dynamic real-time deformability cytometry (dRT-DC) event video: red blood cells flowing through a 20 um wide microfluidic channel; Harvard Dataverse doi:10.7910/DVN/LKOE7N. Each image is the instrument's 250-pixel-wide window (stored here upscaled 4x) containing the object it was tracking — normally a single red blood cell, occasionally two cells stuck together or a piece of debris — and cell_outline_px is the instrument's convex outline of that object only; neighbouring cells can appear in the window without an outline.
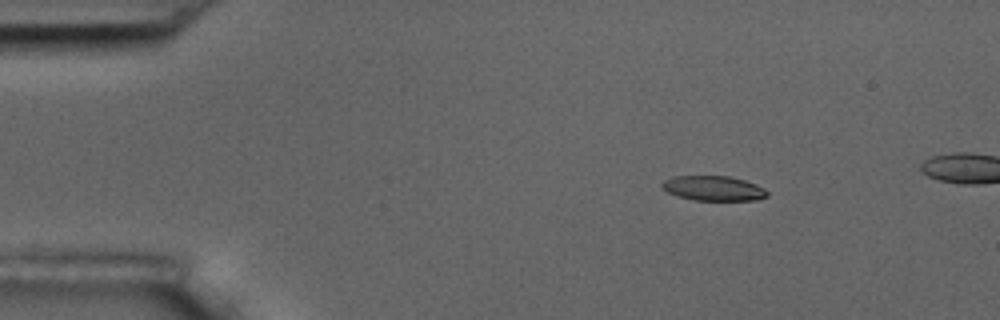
{"species": "common noctule bat (a hibernating species)", "species_latin": "Nyctalus noctula", "temperature_condition": "room temperature", "stored_images_in_passage": 5, "camera_frame_rate_fps": 3000, "um_per_image_px": 0.085, "animal": {"sex": "male", "body_mass_g": 17.5, "forearm_length_mm": 52.3}, "frame": {"image": 1, "passage_image": 3, "time_ms": 2.333, "image_size_px": [1000, 320], "cell_outline_px": [[768, 196], [760, 200], [692, 200], [676, 196], [660, 188], [660, 184], [664, 180], [672, 176], [728, 176], [744, 180], [756, 184], [764, 188], [768, 192]], "centroid_in_image_um": [60.62, 16.01], "position_along_channel_um": 24.4, "area_um2": 15.43}}